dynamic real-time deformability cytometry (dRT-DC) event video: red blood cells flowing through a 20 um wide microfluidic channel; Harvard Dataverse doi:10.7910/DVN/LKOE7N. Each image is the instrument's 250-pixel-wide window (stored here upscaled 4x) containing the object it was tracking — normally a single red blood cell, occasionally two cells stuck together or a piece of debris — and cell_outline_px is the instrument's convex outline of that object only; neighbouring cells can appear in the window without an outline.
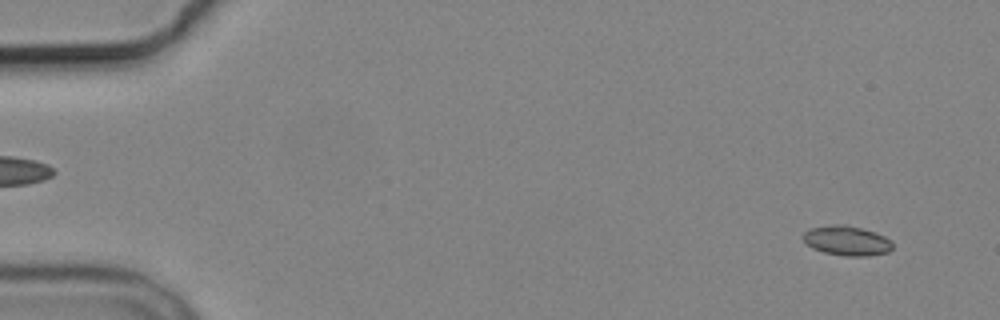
{"species": "common noctule bat (a hibernating species)", "species_latin": "Nyctalus noctula", "temperature_condition": "cold", "stored_images_in_passage": 4, "camera_frame_rate_fps": 3000, "um_per_image_px": 0.085, "animal": {"sex": "male", "body_mass_g": 19.2, "forearm_length_mm": 51.8}, "frame": {"image": 1, "passage_image": 1, "time_ms": 0.0, "image_size_px": [1000, 320], "cell_outline_px": [[892, 248], [888, 252], [868, 256], [844, 256], [824, 252], [812, 248], [804, 240], [804, 232], [812, 228], [836, 224], [844, 224], [876, 232], [892, 240]], "centroid_in_image_um": [72.02, 20.46], "position_along_channel_um": 13.0, "area_um2": 15.37}}